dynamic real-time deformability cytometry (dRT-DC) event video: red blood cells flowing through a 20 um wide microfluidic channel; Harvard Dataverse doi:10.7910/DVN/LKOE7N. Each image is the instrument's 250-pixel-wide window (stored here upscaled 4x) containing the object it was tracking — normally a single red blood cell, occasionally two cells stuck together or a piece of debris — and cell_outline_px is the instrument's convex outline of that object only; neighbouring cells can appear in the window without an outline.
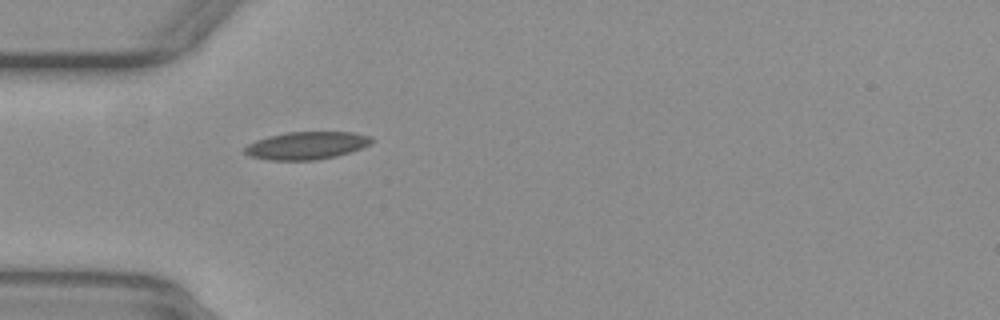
{"species": "common noctule bat (a hibernating species)", "species_latin": "Nyctalus noctula", "temperature_condition": "warm", "stored_images_in_passage": 33, "camera_frame_rate_fps": 3000, "um_per_image_px": 0.085, "animal": {"sex": "female", "body_mass_g": 29.2, "forearm_length_mm": 56.3}, "frame": {"image": 1, "passage_image": 1, "time_ms": 0.0, "image_size_px": [1000, 320], "cell_outline_px": [[372, 140], [368, 144], [360, 148], [336, 156], [316, 160], [268, 160], [248, 156], [244, 152], [244, 148], [248, 144], [256, 140], [268, 136], [288, 132], [352, 132], [372, 136]], "centroid_in_image_um": [26.01, 12.37], "position_along_channel_um": 59.0, "area_um2": 20.35}}
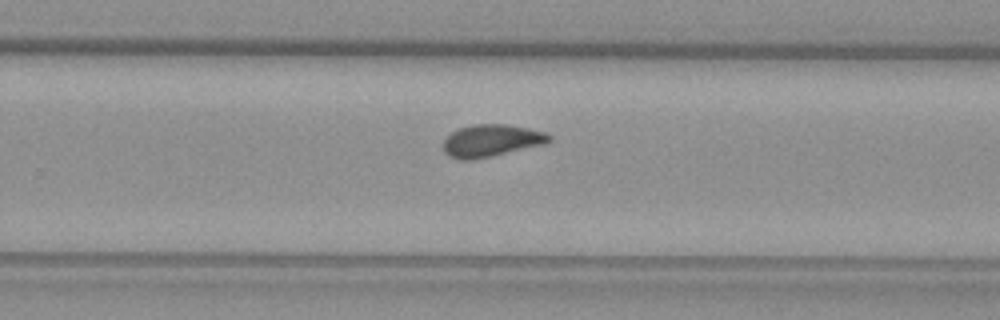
{"frame": {"image": 2, "passage_image": 19, "time_ms": 6.0, "image_size_px": [1000, 320], "cell_outline_px": [[552, 140], [548, 144], [472, 160], [460, 160], [448, 156], [444, 152], [444, 140], [452, 132], [460, 128], [472, 124], [504, 124], [528, 128], [544, 132], [552, 136]], "centroid_in_image_um": [41.79, 11.96], "position_along_channel_um": 288.0, "area_um2": 20.0}}
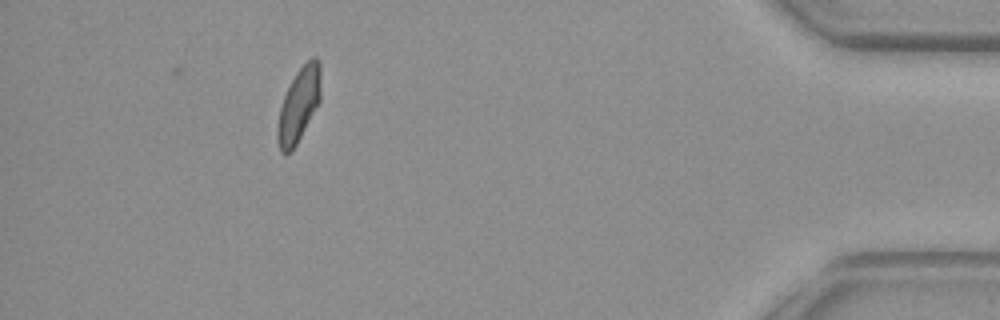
{"frame": {"image": 3, "passage_image": 33, "time_ms": 10.667, "image_size_px": [1000, 320], "cell_outline_px": [[320, 100], [296, 144], [284, 156], [280, 152], [276, 140], [276, 128], [280, 108], [284, 96], [296, 72], [312, 56], [316, 56], [320, 60]], "centroid_in_image_um": [25.38, 8.91], "position_along_channel_um": 409.8, "area_um2": 18.5}, "authors_computed_cell_mechanics": {"area_um2": 19.4208, "velocity_mm_per_s": 3.8827, "shape_relaxation_time_tau1_ms": null, "shape_relaxation_time_tau2_ms": 1.7071, "deformation_change_tau1": null, "deformation_change_tau2": 0.0688}}